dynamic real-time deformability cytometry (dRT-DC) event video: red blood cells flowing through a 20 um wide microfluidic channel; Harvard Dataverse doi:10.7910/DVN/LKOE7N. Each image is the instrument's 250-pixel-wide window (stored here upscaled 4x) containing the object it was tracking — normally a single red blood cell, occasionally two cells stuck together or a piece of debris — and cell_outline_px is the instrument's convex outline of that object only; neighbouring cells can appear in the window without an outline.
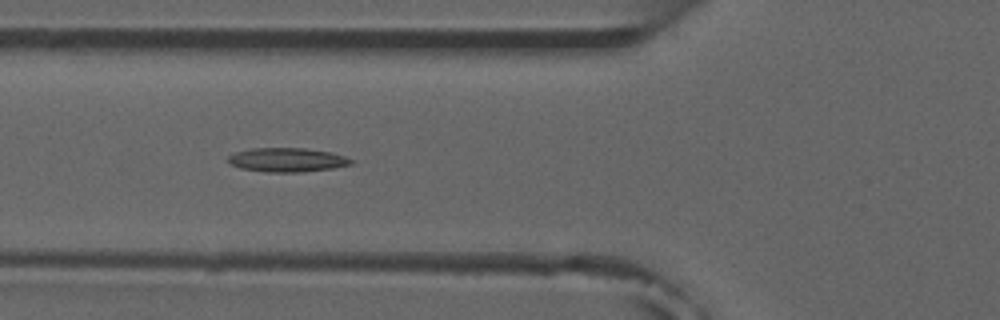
{"species": "common noctule bat (a hibernating species)", "species_latin": "Nyctalus noctula", "temperature_condition": "room temperature", "stored_images_in_passage": 6, "camera_frame_rate_fps": 3000, "um_per_image_px": 0.085, "animal": {"sex": "male", "forearm_length_mm": 52.5}, "frame": {"image": 1, "passage_image": 5, "time_ms": 5.333, "image_size_px": [1000, 320], "cell_outline_px": [[352, 164], [332, 168], [300, 172], [268, 172], [240, 168], [228, 164], [228, 156], [236, 152], [252, 148], [304, 148], [332, 152], [344, 156], [352, 160]], "centroid_in_image_um": [24.38, 13.58], "position_along_channel_um": 101.4, "area_um2": 17.17}}
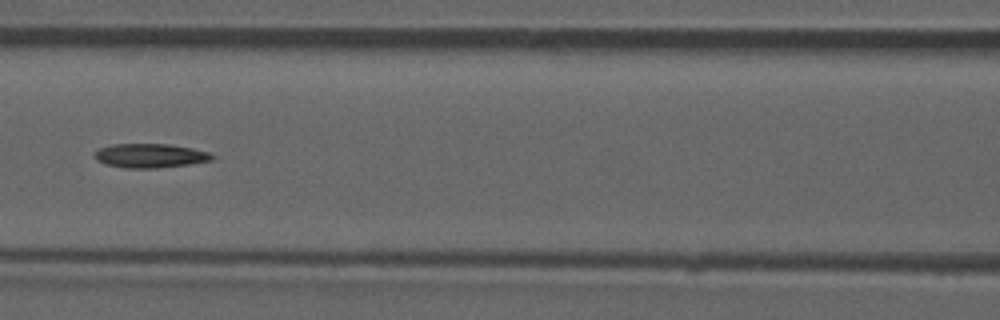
{"frame": {"image": 2, "passage_image": 6, "time_ms": 6.667, "image_size_px": [1000, 320], "cell_outline_px": [[216, 156], [212, 160], [188, 164], [156, 168], [124, 168], [104, 164], [96, 160], [96, 152], [100, 148], [112, 144], [168, 144], [192, 148], [208, 152]], "centroid_in_image_um": [12.77, 13.23], "position_along_channel_um": 153.8, "area_um2": 16.42}}